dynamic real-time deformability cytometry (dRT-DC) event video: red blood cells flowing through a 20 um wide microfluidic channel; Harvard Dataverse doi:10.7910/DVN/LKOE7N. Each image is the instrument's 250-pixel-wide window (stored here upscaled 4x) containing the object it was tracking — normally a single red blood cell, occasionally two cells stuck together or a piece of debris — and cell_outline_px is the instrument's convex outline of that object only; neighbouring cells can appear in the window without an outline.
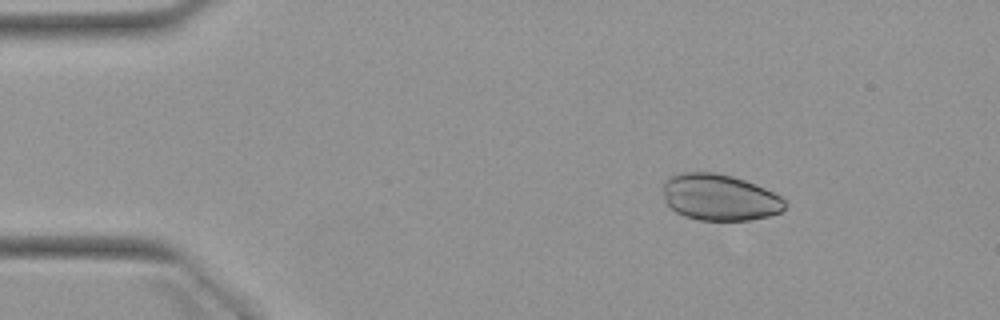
{"species": "Egyptian fruit bat (a non-hibernating species)", "species_latin": "Rousettus aegyptiacus", "temperature_condition": "warm", "stored_images_in_passage": 4, "camera_frame_rate_fps": 3000, "um_per_image_px": 0.085, "animal": {"sex": "female"}, "frame": {"image": 1, "passage_image": 2, "time_ms": 1.0, "image_size_px": [1000, 320], "cell_outline_px": [[788, 204], [780, 212], [768, 216], [748, 220], [700, 220], [684, 216], [676, 212], [664, 200], [664, 180], [680, 172], [712, 172], [732, 176], [744, 180], [764, 188], [780, 196]], "centroid_in_image_um": [61.15, 16.77], "position_along_channel_um": 23.8, "area_um2": 32.77}}